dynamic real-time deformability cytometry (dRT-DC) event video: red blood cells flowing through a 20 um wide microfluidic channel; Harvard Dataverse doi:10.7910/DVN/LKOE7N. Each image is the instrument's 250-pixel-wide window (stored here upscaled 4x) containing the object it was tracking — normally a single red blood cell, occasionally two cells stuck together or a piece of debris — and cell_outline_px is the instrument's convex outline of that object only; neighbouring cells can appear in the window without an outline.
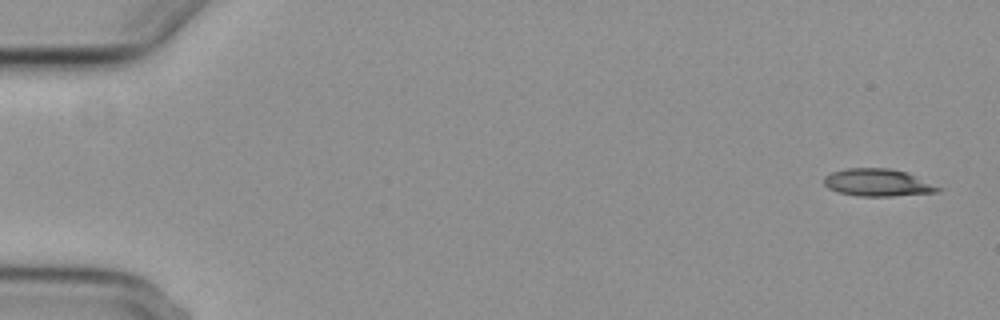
{"species": "common noctule bat (a hibernating species)", "species_latin": "Nyctalus noctula", "temperature_condition": "cold", "stored_images_in_passage": 5, "segment_of_instrument_passage": [2, 2], "camera_frame_rate_fps": 3000, "um_per_image_px": 0.085, "animal": {"sex": "female", "body_mass_g": 29.2, "forearm_length_mm": 56.3}, "frame": {"image": 1, "passage_image": 5, "time_ms": 5.0, "image_size_px": [1000, 320], "cell_outline_px": [[944, 188], [936, 192], [892, 196], [860, 196], [840, 192], [828, 188], [824, 184], [824, 176], [832, 172], [848, 168], [888, 168], [908, 172]], "centroid_in_image_um": [74.64, 15.51], "position_along_channel_um": 10.4, "area_um2": 18.21}}